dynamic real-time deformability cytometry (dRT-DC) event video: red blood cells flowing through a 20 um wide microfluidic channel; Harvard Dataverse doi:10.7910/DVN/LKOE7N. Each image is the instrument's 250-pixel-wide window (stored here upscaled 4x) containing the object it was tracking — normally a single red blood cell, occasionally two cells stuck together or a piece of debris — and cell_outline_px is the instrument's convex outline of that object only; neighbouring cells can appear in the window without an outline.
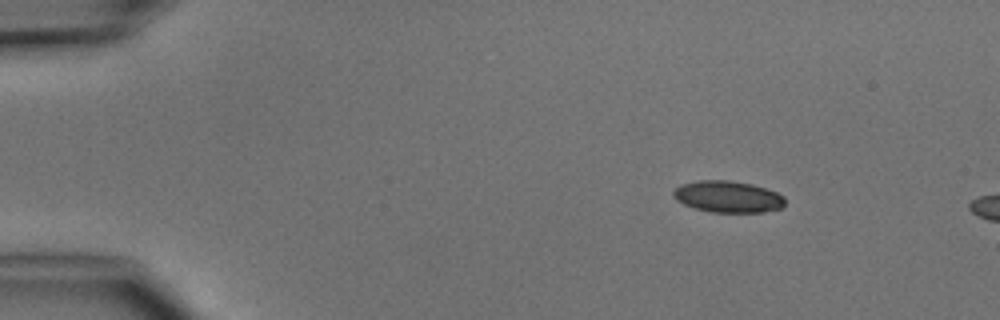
{"species": "common noctule bat (a hibernating species)", "species_latin": "Nyctalus noctula", "temperature_condition": "cold", "stored_images_in_passage": 2, "camera_frame_rate_fps": 3000, "um_per_image_px": 0.085, "animal": {"sex": "male", "body_mass_g": 15.6}, "frame": {"image": 1, "passage_image": 1, "time_ms": 0.0, "image_size_px": [1000, 320], "cell_outline_px": [[784, 204], [780, 208], [764, 212], [712, 212], [692, 208], [676, 200], [672, 196], [672, 192], [680, 184], [700, 180], [728, 180], [752, 184], [776, 192], [784, 196]], "centroid_in_image_um": [61.83, 16.72], "position_along_channel_um": 23.2, "area_um2": 20.58}}